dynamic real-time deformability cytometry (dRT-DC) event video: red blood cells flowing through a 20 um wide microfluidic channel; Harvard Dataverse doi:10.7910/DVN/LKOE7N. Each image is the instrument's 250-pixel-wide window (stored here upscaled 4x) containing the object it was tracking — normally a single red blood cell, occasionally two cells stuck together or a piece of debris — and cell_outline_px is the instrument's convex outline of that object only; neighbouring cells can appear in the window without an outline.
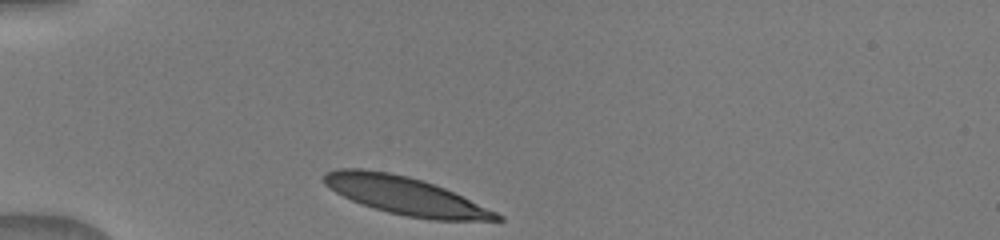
{"species": "human", "species_latin": "Homo sapiens", "temperature_condition": "warm", "stored_images_in_passage": 34, "camera_frame_rate_fps": 3000, "um_per_image_px": 0.085, "donor": {"sex": "male"}, "frame": {"image": 1, "passage_image": 1, "time_ms": 0.0, "image_size_px": [1000, 240], "cell_outline_px": [[504, 220], [432, 220], [408, 216], [388, 212], [360, 204], [336, 192], [324, 184], [320, 176], [324, 172], [336, 168], [360, 168], [388, 172], [408, 176], [424, 180], [444, 188], [496, 212], [504, 216]], "centroid_in_image_um": [34.38, 16.61], "position_along_channel_um": 50.6, "area_um2": 37.97}}
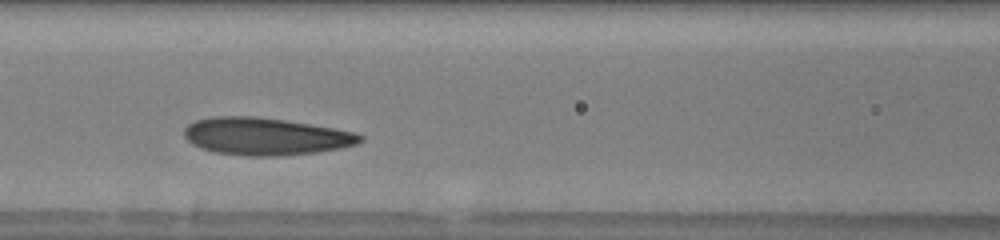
{"frame": {"image": 2, "passage_image": 12, "time_ms": 3.0, "image_size_px": [1000, 240], "cell_outline_px": [[364, 140], [356, 144], [340, 148], [316, 152], [276, 156], [248, 156], [212, 152], [200, 148], [192, 144], [184, 136], [184, 128], [188, 124], [196, 120], [212, 116], [256, 116], [284, 120], [336, 128], [356, 132], [364, 136]], "centroid_in_image_um": [22.56, 11.59], "position_along_channel_um": 144.0, "area_um2": 38.55}}
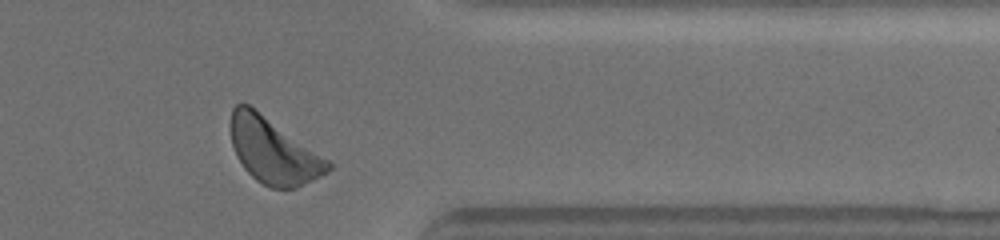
{"frame": {"image": 3, "passage_image": 31, "time_ms": 9.333, "image_size_px": [1000, 240], "cell_outline_px": [[332, 168], [328, 172], [296, 188], [272, 188], [256, 180], [244, 168], [236, 156], [232, 144], [232, 108], [236, 104], [248, 104], [328, 160], [332, 164]], "centroid_in_image_um": [23.23, 12.85], "position_along_channel_um": 388.2, "area_um2": 36.13}}